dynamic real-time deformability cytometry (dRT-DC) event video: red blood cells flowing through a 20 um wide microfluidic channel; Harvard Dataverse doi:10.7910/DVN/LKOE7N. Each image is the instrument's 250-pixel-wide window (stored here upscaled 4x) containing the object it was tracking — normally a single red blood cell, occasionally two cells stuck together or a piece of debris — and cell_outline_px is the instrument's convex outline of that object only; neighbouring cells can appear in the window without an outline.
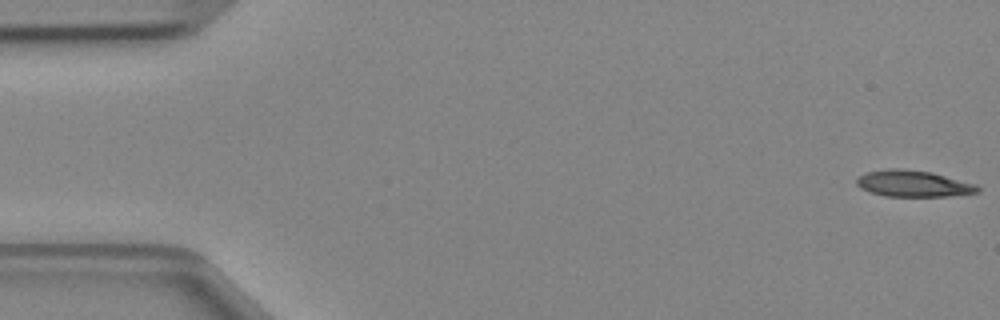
{"species": "Egyptian fruit bat (a non-hibernating species)", "species_latin": "Rousettus aegyptiacus", "temperature_condition": "cold", "stored_images_in_passage": 47, "camera_frame_rate_fps": 3000, "um_per_image_px": 0.085, "animal": {"sex": "female"}, "frame": {"image": 1, "passage_image": 1, "time_ms": 0.0, "image_size_px": [1000, 320], "cell_outline_px": [[980, 192], [948, 196], [884, 196], [868, 192], [860, 188], [856, 184], [856, 180], [860, 176], [868, 172], [892, 168], [900, 168], [932, 172], [976, 184], [980, 188]], "centroid_in_image_um": [77.63, 15.61], "position_along_channel_um": 7.4, "area_um2": 18.61}}
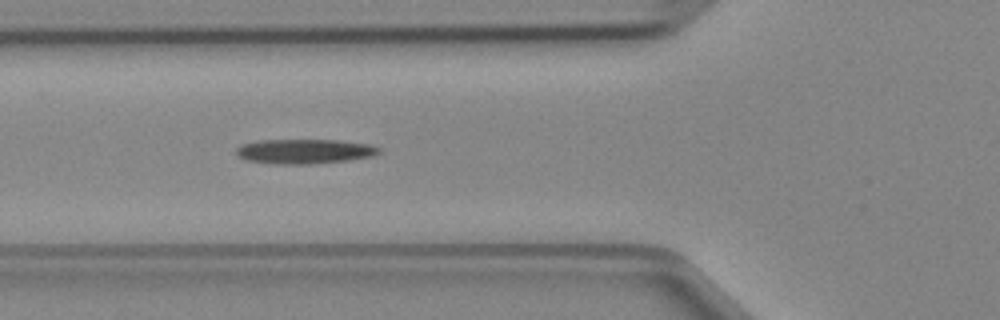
{"frame": {"image": 2, "passage_image": 17, "time_ms": 5.333, "image_size_px": [1000, 320], "cell_outline_px": [[380, 152], [372, 156], [348, 160], [308, 164], [272, 164], [244, 160], [236, 156], [236, 148], [240, 144], [256, 140], [336, 140], [368, 144], [380, 148]], "centroid_in_image_um": [25.79, 12.87], "position_along_channel_um": 100.0, "area_um2": 20.63}}
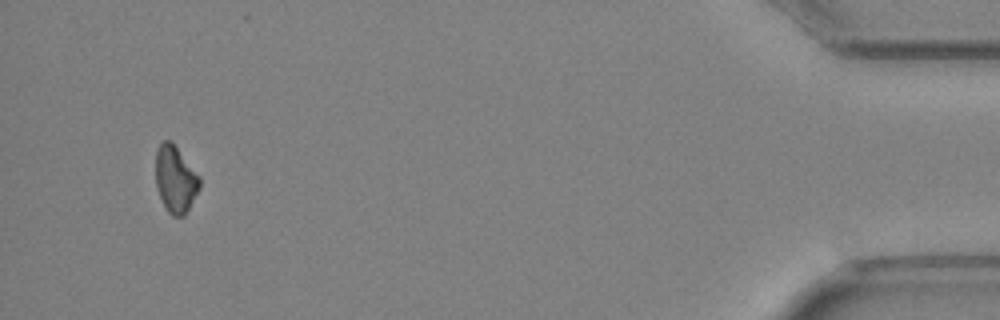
{"frame": {"image": 3, "passage_image": 45, "time_ms": 14.667, "image_size_px": [1000, 320], "cell_outline_px": [[200, 188], [184, 216], [172, 216], [168, 212], [156, 188], [156, 152], [160, 144], [164, 140], [172, 140], [200, 176]], "centroid_in_image_um": [14.92, 15.21], "position_along_channel_um": 420.3, "area_um2": 17.17}}